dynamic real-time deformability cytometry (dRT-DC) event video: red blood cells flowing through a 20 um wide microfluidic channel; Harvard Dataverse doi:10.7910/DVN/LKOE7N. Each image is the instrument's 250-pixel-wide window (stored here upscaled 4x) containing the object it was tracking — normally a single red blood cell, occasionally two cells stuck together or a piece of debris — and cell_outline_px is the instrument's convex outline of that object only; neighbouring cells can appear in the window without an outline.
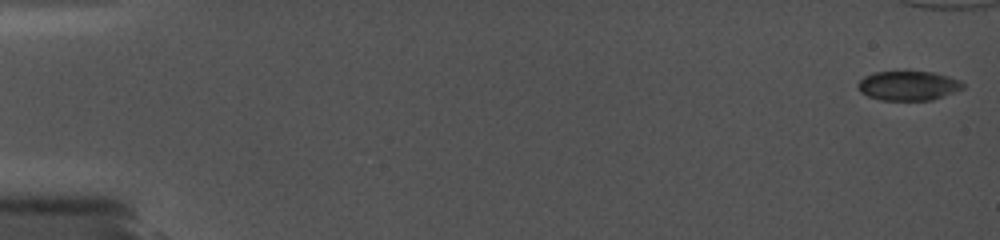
{"species": "common noctule bat (a hibernating species)", "species_latin": "Nyctalus noctula", "temperature_condition": "cold", "stored_images_in_passage": 56, "camera_frame_rate_fps": 5000, "um_per_image_px": 0.085, "animal": {"sex": "female", "body_mass_g": 19.0, "forearm_length_mm": 56.7}, "frame": {"image": 1, "passage_image": 1, "time_ms": 0.0, "image_size_px": [1000, 240], "cell_outline_px": [[964, 88], [932, 100], [880, 100], [868, 96], [860, 92], [856, 84], [864, 76], [872, 72], [936, 72], [960, 80], [964, 84]], "centroid_in_image_um": [77.18, 7.28], "position_along_channel_um": 7.8, "area_um2": 18.03}}
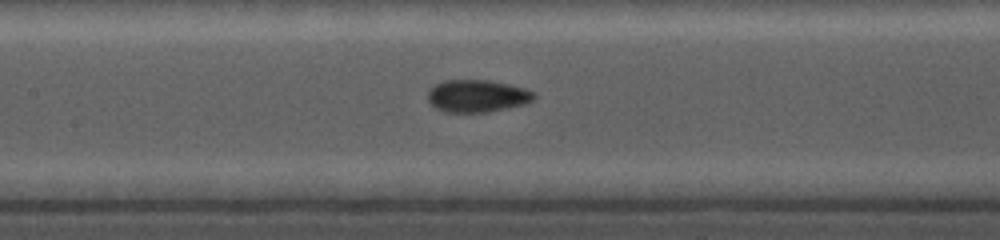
{"frame": {"image": 2, "passage_image": 29, "time_ms": 8.6, "image_size_px": [1000, 240], "cell_outline_px": [[536, 96], [532, 100], [524, 104], [488, 112], [444, 112], [436, 108], [428, 100], [428, 88], [440, 80], [488, 80], [508, 84], [524, 88], [536, 92]], "centroid_in_image_um": [40.53, 8.14], "position_along_channel_um": 166.9, "area_um2": 20.17}}
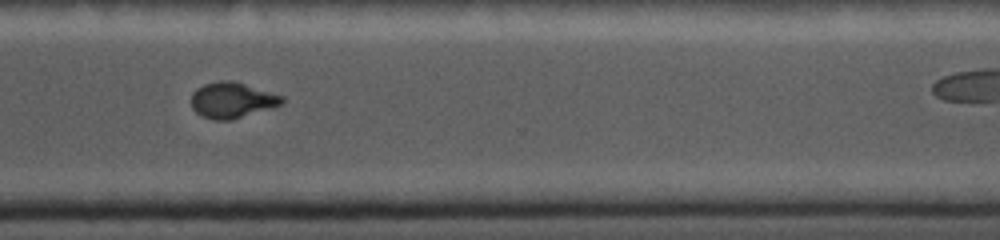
{"frame": {"image": 3, "passage_image": 50, "time_ms": 13.4, "image_size_px": [1000, 240], "cell_outline_px": [[284, 104], [276, 108], [232, 120], [212, 120], [196, 112], [192, 108], [192, 92], [196, 88], [204, 84], [220, 80], [232, 80], [284, 96]], "centroid_in_image_um": [19.78, 8.52], "position_along_channel_um": 350.8, "area_um2": 19.25}}